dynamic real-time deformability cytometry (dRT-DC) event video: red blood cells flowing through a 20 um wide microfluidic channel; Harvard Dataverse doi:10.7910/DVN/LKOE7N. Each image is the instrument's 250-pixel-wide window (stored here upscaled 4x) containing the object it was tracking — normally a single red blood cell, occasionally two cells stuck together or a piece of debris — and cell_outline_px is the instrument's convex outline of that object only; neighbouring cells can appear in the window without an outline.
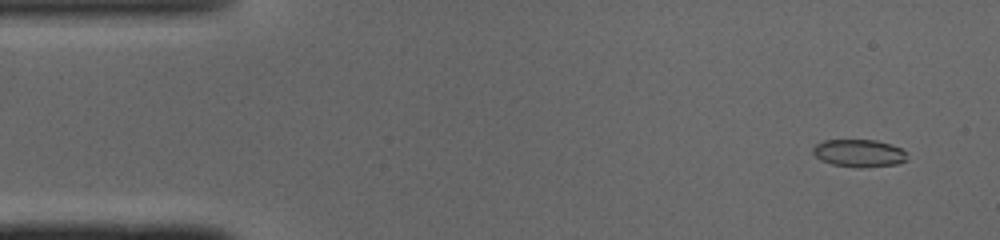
{"species": "common noctule bat (a hibernating species)", "species_latin": "Nyctalus noctula", "temperature_condition": "cold", "stored_images_in_passage": 48, "camera_frame_rate_fps": 3000, "um_per_image_px": 0.085, "animal": {"sex": "male", "body_mass_g": 19.0, "forearm_length_mm": 50.8}, "frame": {"image": 1, "passage_image": 3, "time_ms": 0.667, "image_size_px": [1000, 240], "cell_outline_px": [[908, 160], [896, 164], [860, 168], [856, 168], [832, 164], [820, 160], [812, 152], [812, 148], [816, 144], [824, 140], [876, 140], [900, 148], [904, 152]], "centroid_in_image_um": [72.98, 13.03], "position_along_channel_um": 12.0, "area_um2": 15.09}}
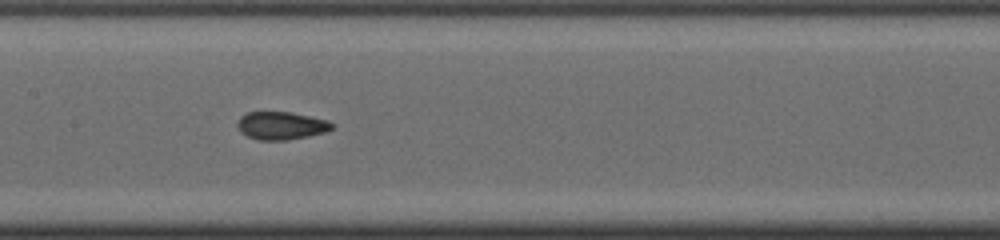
{"frame": {"image": 2, "passage_image": 23, "time_ms": 7.333, "image_size_px": [1000, 240], "cell_outline_px": [[336, 124], [332, 128], [324, 132], [308, 136], [284, 140], [260, 140], [248, 136], [240, 132], [236, 124], [240, 116], [248, 112], [292, 112], [328, 120]], "centroid_in_image_um": [23.9, 10.67], "position_along_channel_um": 183.5, "area_um2": 15.37}}
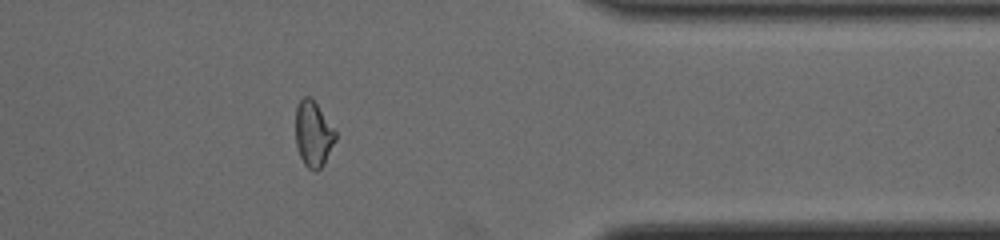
{"frame": {"image": 3, "passage_image": 39, "time_ms": 12.667, "image_size_px": [1000, 240], "cell_outline_px": [[336, 140], [324, 164], [316, 172], [308, 168], [304, 164], [300, 156], [296, 144], [296, 108], [300, 100], [304, 96], [312, 96], [336, 132]], "centroid_in_image_um": [26.63, 11.38], "position_along_channel_um": 384.8, "area_um2": 15.32}, "authors_computed_cell_mechanics": {"area_um2": 15.5482, "velocity_mm_per_s": 4.1199, "shape_relaxation_time_tau1_ms": 10.6161, "shape_relaxation_time_tau2_ms": 1.4788, "deformation_change_tau1": 0.2129, "deformation_change_tau2": 0.0577}}